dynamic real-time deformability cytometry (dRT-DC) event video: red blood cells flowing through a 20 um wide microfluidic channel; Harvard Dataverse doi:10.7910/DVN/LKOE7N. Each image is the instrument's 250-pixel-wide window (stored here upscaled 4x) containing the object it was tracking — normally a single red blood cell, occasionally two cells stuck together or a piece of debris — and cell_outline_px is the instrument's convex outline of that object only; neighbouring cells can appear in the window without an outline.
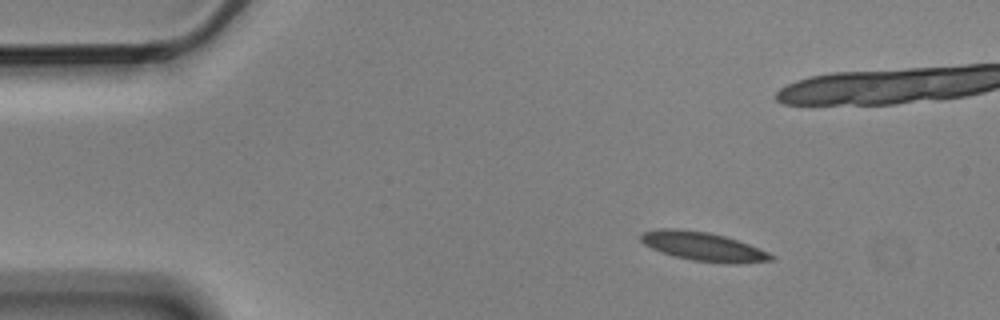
{"species": "Egyptian fruit bat (a non-hibernating species)", "species_latin": "Rousettus aegyptiacus", "temperature_condition": "cold", "stored_images_in_passage": 14, "camera_frame_rate_fps": 3000, "um_per_image_px": 0.085, "animal": {"sex": "male"}, "frame": {"image": 1, "passage_image": 1, "time_ms": 0.0, "image_size_px": [1000, 320], "cell_outline_px": [[776, 256], [772, 260], [740, 264], [728, 264], [692, 260], [672, 256], [660, 252], [644, 244], [640, 240], [640, 236], [644, 232], [656, 228], [676, 228], [708, 232], [724, 236], [748, 244], [768, 252]], "centroid_in_image_um": [59.75, 20.96], "position_along_channel_um": 25.2, "area_um2": 22.02}}